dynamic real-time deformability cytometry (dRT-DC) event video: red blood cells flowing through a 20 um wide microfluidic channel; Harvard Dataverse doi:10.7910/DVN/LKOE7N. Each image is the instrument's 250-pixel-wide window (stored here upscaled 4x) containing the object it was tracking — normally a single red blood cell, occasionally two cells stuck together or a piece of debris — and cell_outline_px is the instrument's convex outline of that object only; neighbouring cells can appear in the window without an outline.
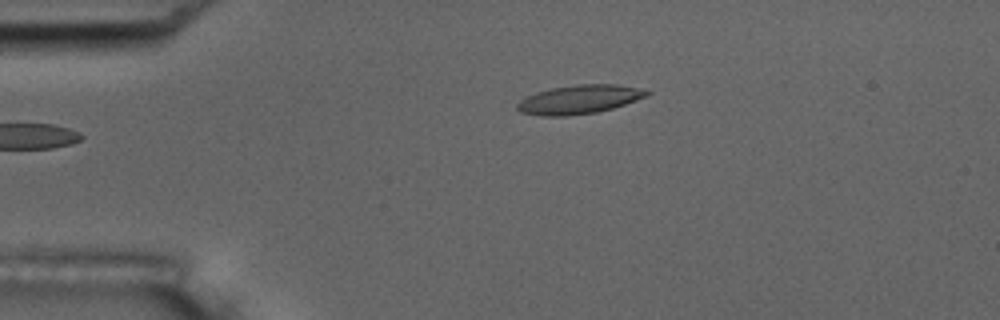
{"species": "common noctule bat (a hibernating species)", "species_latin": "Nyctalus noctula", "temperature_condition": "room temperature", "stored_images_in_passage": 6, "camera_frame_rate_fps": 3000, "um_per_image_px": 0.085, "animal": {"sex": "male", "body_mass_g": 17.5, "forearm_length_mm": 52.3}, "frame": {"image": 1, "passage_image": 6, "time_ms": 6.0, "image_size_px": [1000, 320], "cell_outline_px": [[652, 92], [648, 96], [612, 108], [596, 112], [564, 116], [540, 116], [520, 112], [516, 108], [516, 104], [520, 100], [536, 92], [552, 88], [576, 84], [616, 84], [636, 88]], "centroid_in_image_um": [49.2, 8.45], "position_along_channel_um": 35.8, "area_um2": 21.62}}